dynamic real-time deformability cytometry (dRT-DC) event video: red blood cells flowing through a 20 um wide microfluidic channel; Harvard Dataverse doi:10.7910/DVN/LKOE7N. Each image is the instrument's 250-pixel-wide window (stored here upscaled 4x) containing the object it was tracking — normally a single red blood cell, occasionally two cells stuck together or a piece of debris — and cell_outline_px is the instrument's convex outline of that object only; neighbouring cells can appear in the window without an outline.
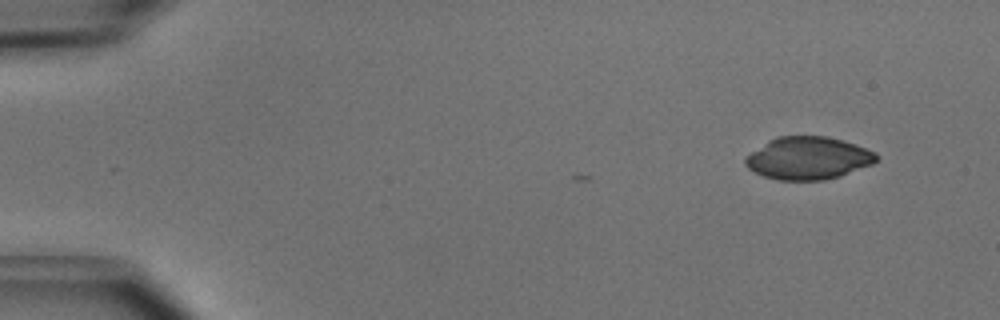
{"species": "common noctule bat (a hibernating species)", "species_latin": "Nyctalus noctula", "temperature_condition": "cold", "stored_images_in_passage": 2, "camera_frame_rate_fps": 3000, "um_per_image_px": 0.085, "animal": {"sex": "male", "body_mass_g": 15.6}, "frame": {"image": 1, "passage_image": 2, "time_ms": 0.333, "image_size_px": [1000, 320], "cell_outline_px": [[876, 160], [872, 164], [840, 176], [824, 180], [776, 180], [764, 176], [748, 168], [744, 164], [744, 156], [768, 140], [776, 136], [828, 136], [844, 140], [856, 144], [876, 152]], "centroid_in_image_um": [68.66, 13.43], "position_along_channel_um": 16.3, "area_um2": 32.71}}